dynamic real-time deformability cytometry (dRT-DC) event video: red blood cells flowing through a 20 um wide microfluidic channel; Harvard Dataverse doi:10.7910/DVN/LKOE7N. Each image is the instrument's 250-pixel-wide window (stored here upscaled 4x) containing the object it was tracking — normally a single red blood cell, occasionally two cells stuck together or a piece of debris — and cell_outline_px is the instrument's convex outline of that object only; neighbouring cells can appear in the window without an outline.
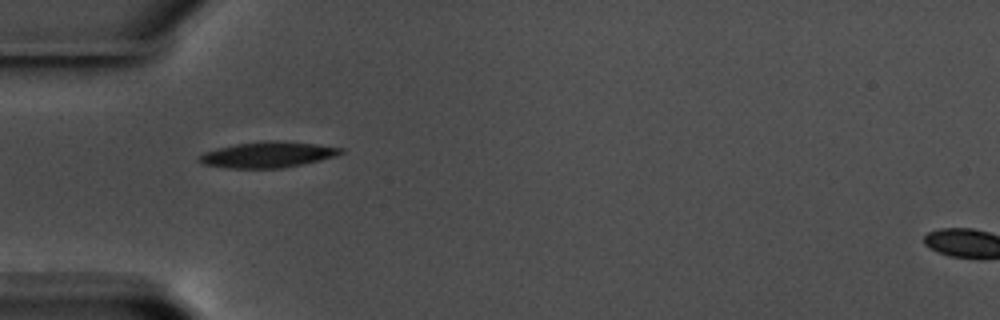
{"species": "common noctule bat (a hibernating species)", "species_latin": "Nyctalus noctula", "temperature_condition": "warm", "stored_images_in_passage": 36, "camera_frame_rate_fps": 3000, "um_per_image_px": 0.085, "animal": {"sex": "male", "body_mass_g": 17.5, "forearm_length_mm": 52.3}, "frame": {"image": 1, "passage_image": 1, "time_ms": 0.0, "image_size_px": [1000, 320], "cell_outline_px": [[344, 152], [336, 156], [320, 160], [284, 168], [228, 168], [204, 164], [196, 160], [204, 152], [236, 144], [264, 140], [276, 140], [316, 144], [344, 148]], "centroid_in_image_um": [22.79, 13.14], "position_along_channel_um": 62.2, "area_um2": 21.27}}
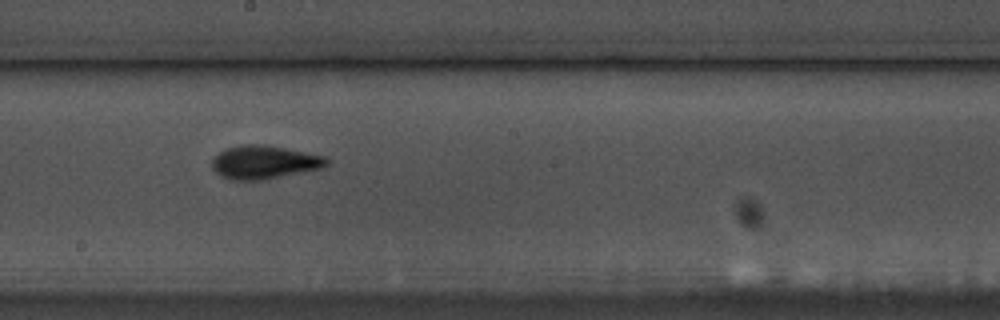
{"frame": {"image": 2, "passage_image": 15, "time_ms": 4.667, "image_size_px": [1000, 320], "cell_outline_px": [[328, 164], [320, 168], [264, 180], [232, 180], [220, 176], [212, 168], [212, 160], [216, 152], [224, 148], [244, 144], [264, 144], [324, 156], [328, 160]], "centroid_in_image_um": [22.38, 13.78], "position_along_channel_um": 225.8, "area_um2": 22.31}}
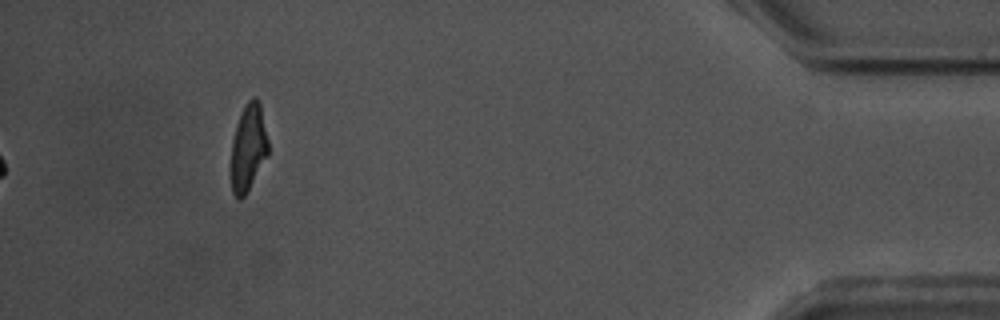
{"frame": {"image": 3, "passage_image": 36, "time_ms": 11.667, "image_size_px": [1000, 320], "cell_outline_px": [[268, 152], [244, 196], [240, 200], [232, 192], [232, 140], [236, 124], [244, 104], [252, 96], [256, 96], [260, 100], [268, 140]], "centroid_in_image_um": [21.11, 12.44], "position_along_channel_um": 414.1, "area_um2": 18.5}, "authors_computed_cell_mechanics": {"area_um2": 20.7791, "velocity_mm_per_s": 3.5649, "shape_relaxation_time_tau1_ms": 3.5158, "shape_relaxation_time_tau2_ms": 3.2334, "deformation_change_tau1": 0.1442, "deformation_change_tau2": 0.087}}